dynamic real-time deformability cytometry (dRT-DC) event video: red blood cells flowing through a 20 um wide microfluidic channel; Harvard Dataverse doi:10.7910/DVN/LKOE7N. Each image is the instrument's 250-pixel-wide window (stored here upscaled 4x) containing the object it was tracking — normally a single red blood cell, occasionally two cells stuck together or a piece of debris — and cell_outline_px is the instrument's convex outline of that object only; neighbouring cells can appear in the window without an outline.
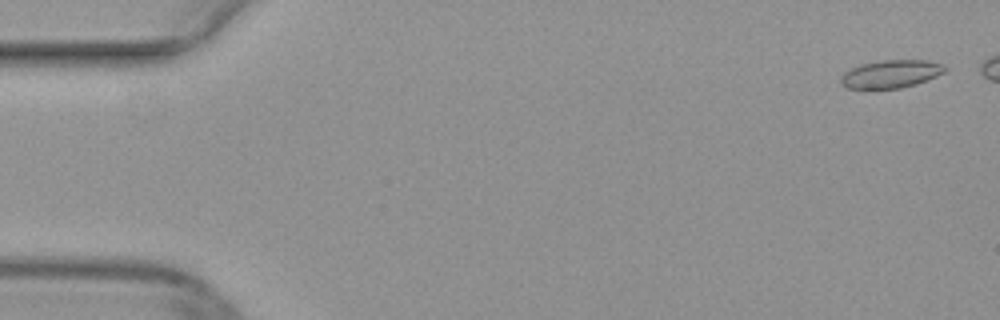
{"species": "common noctule bat (a hibernating species)", "species_latin": "Nyctalus noctula", "temperature_condition": "warm", "stored_images_in_passage": 44, "camera_frame_rate_fps": 3000, "um_per_image_px": 0.085, "animal": {"sex": "female", "body_mass_g": 29.2, "forearm_length_mm": 56.3}, "frame": {"image": 1, "passage_image": 2, "time_ms": 0.333, "image_size_px": [1000, 320], "cell_outline_px": [[948, 68], [944, 72], [928, 80], [916, 84], [900, 88], [844, 88], [840, 84], [840, 76], [844, 72], [860, 64], [880, 60], [928, 60], [944, 64]], "centroid_in_image_um": [75.73, 6.28], "position_along_channel_um": 9.3, "area_um2": 17.11}}
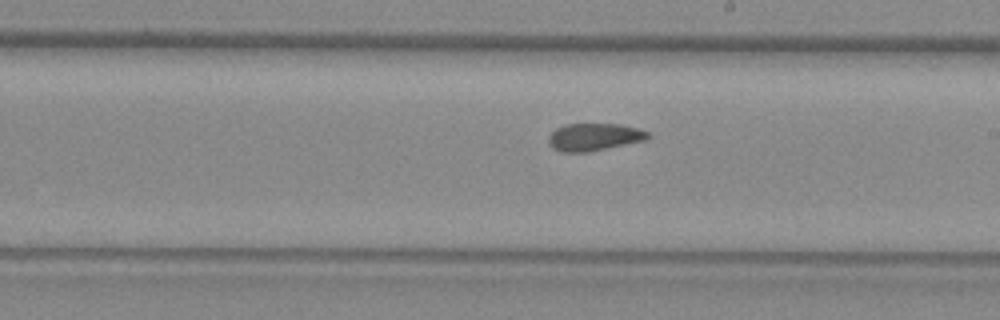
{"frame": {"image": 2, "passage_image": 29, "time_ms": 9.333, "image_size_px": [1000, 320], "cell_outline_px": [[652, 136], [648, 140], [588, 152], [560, 152], [552, 148], [548, 144], [548, 136], [556, 128], [564, 124], [620, 124], [636, 128], [648, 132]], "centroid_in_image_um": [50.5, 11.65], "position_along_channel_um": 238.5, "area_um2": 16.13}}
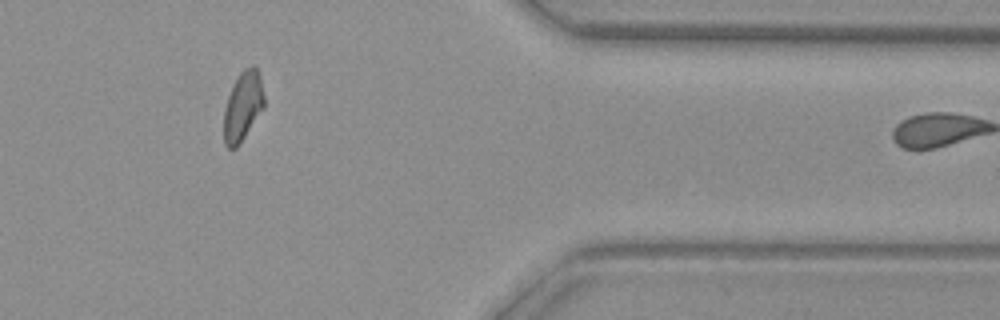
{"frame": {"image": 3, "passage_image": 42, "time_ms": 13.667, "image_size_px": [1000, 320], "cell_outline_px": [[264, 108], [240, 144], [236, 148], [228, 148], [224, 144], [224, 108], [232, 84], [240, 72], [244, 68], [252, 64], [256, 64], [260, 76], [264, 96]], "centroid_in_image_um": [20.65, 9.0], "position_along_channel_um": 390.8, "area_um2": 16.59}}